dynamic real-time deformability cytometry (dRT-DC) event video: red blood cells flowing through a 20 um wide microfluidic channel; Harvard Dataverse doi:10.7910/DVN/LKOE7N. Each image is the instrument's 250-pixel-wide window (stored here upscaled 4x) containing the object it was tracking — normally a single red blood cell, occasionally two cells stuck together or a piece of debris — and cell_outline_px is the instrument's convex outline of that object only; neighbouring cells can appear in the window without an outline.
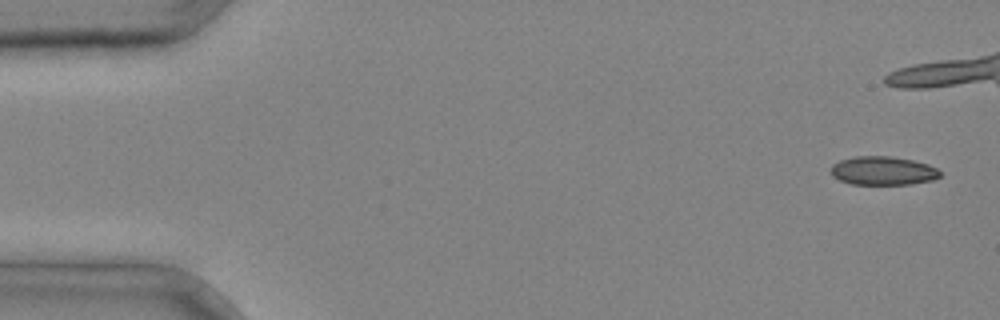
{"species": "common noctule bat (a hibernating species)", "species_latin": "Nyctalus noctula", "temperature_condition": "cold", "stored_images_in_passage": 7, "camera_frame_rate_fps": 3000, "um_per_image_px": 0.085, "animal": {"sex": "male", "body_mass_g": 20.4}, "frame": {"image": 1, "passage_image": 1, "time_ms": 0.0, "image_size_px": [1000, 320], "cell_outline_px": [[940, 176], [932, 180], [912, 184], [852, 184], [840, 180], [832, 176], [832, 164], [840, 160], [856, 156], [888, 156], [912, 160], [928, 164], [936, 168], [940, 172]], "centroid_in_image_um": [75.05, 14.51], "position_along_channel_um": 10.0, "area_um2": 18.09}}
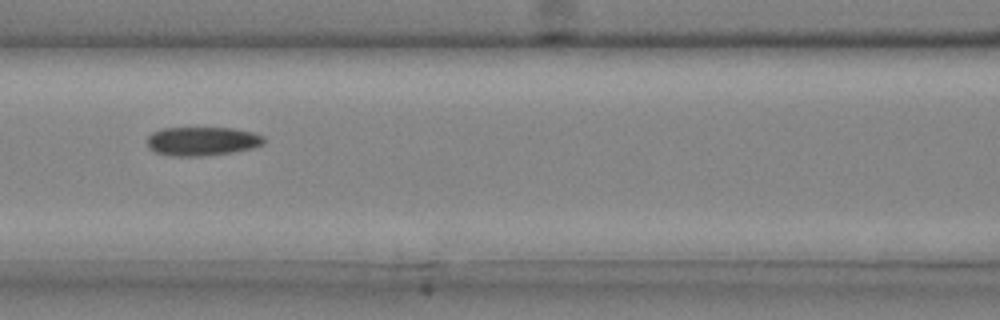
{"frame": {"image": 2, "passage_image": 7, "time_ms": 2.0, "image_size_px": [1000, 320], "cell_outline_px": [[264, 144], [252, 148], [232, 152], [200, 156], [172, 156], [156, 152], [148, 148], [148, 136], [152, 132], [164, 128], [232, 128], [252, 132], [264, 136]], "centroid_in_image_um": [17.18, 12.0], "position_along_channel_um": 149.4, "area_um2": 19.54}}